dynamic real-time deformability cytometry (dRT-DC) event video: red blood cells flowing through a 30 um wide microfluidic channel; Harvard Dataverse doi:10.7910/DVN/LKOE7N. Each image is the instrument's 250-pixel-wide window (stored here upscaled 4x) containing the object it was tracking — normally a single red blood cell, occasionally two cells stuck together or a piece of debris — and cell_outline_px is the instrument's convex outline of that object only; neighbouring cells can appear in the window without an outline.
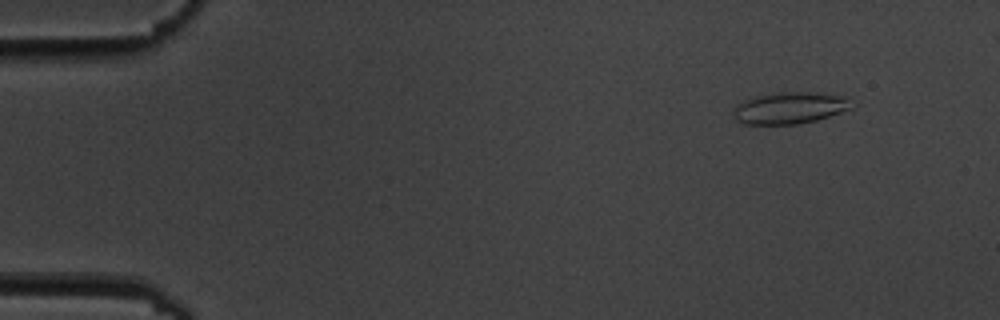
{"species": "common noctule bat (a hibernating species)", "species_latin": "Nyctalus noctula", "temperature_condition": "cold", "stored_images_in_passage": 6, "camera_frame_rate_fps": 3000, "um_per_image_px": 0.085, "animal": {"sex": "male", "body_mass_g": 19.5, "forearm_length_mm": 54.6}, "frame": {"image": 1, "passage_image": 2, "time_ms": 1.0, "image_size_px": [1000, 320], "cell_outline_px": [[856, 104], [852, 108], [816, 120], [796, 124], [744, 124], [736, 120], [736, 104], [744, 100], [756, 96], [776, 92], [808, 92], [848, 96]], "centroid_in_image_um": [67.2, 9.16], "position_along_channel_um": 17.8, "area_um2": 21.79}}